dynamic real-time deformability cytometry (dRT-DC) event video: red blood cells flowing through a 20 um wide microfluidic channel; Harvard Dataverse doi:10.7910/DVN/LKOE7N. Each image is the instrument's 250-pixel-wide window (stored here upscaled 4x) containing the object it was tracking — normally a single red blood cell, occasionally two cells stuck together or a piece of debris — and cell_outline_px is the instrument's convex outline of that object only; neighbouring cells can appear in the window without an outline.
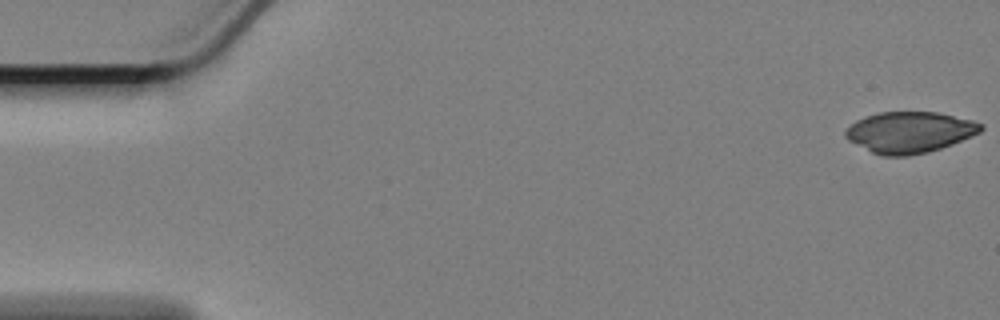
{"species": "Egyptian fruit bat (a non-hibernating species)", "species_latin": "Rousettus aegyptiacus", "temperature_condition": "cold", "stored_images_in_passage": 58, "camera_frame_rate_fps": 3000, "um_per_image_px": 0.085, "animal": {"sex": "female"}, "frame": {"image": 1, "passage_image": 1, "time_ms": 0.0, "image_size_px": [1000, 320], "cell_outline_px": [[984, 128], [980, 132], [952, 144], [928, 152], [908, 156], [884, 156], [872, 152], [848, 140], [844, 136], [844, 132], [856, 120], [864, 116], [880, 112], [936, 112], [972, 120], [984, 124]], "centroid_in_image_um": [77.31, 11.24], "position_along_channel_um": 7.7, "area_um2": 32.31}}
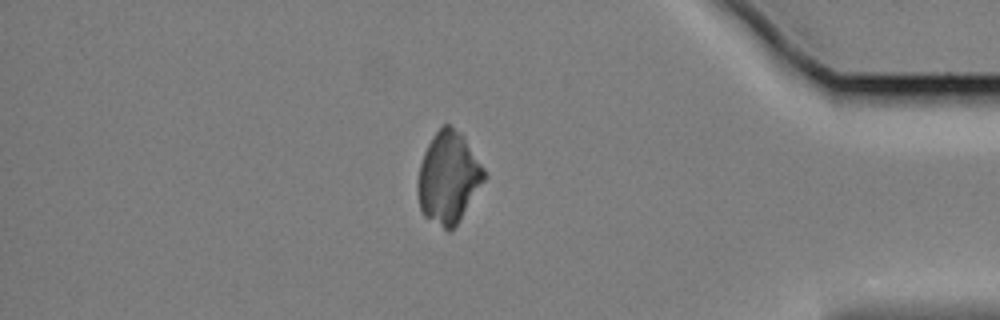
{"frame": {"image": 2, "passage_image": 50, "time_ms": 16.333, "image_size_px": [1000, 320], "cell_outline_px": [[484, 180], [456, 224], [448, 232], [424, 216], [420, 208], [416, 188], [416, 184], [420, 164], [424, 152], [432, 136], [444, 124], [448, 124], [460, 132], [464, 136], [484, 168]], "centroid_in_image_um": [38.07, 15.08], "position_along_channel_um": 397.1, "area_um2": 35.03}}
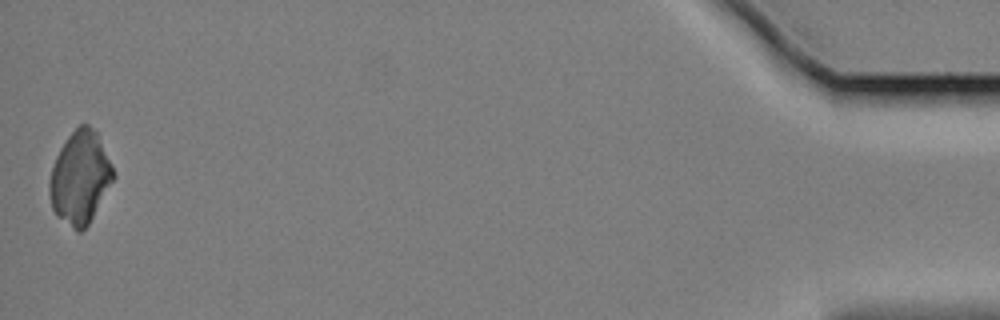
{"frame": {"image": 3, "passage_image": 58, "time_ms": 19.0, "image_size_px": [1000, 320], "cell_outline_px": [[116, 176], [88, 224], [80, 232], [76, 232], [56, 216], [52, 208], [48, 192], [48, 184], [52, 168], [56, 156], [60, 148], [68, 136], [80, 124], [88, 124], [96, 132], [116, 172]], "centroid_in_image_um": [6.8, 15.12], "position_along_channel_um": 428.4, "area_um2": 34.45}}